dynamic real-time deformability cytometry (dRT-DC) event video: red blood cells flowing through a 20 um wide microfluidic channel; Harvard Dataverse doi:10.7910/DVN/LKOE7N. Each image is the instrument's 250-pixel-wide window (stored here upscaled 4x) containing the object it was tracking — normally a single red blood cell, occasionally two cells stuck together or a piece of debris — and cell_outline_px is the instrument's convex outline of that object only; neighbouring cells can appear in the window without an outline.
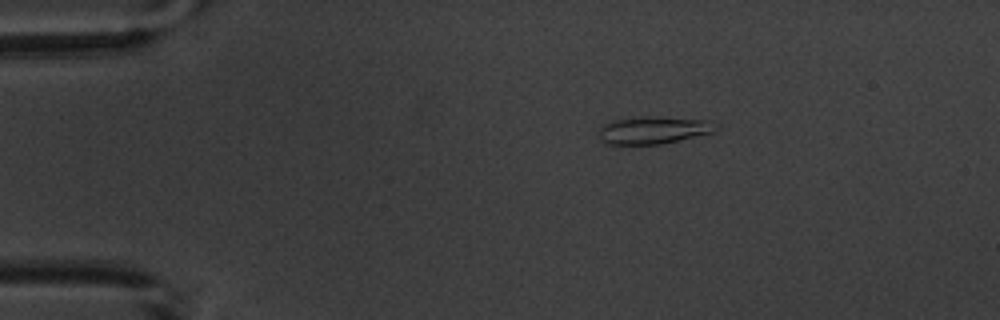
{"species": "common noctule bat (a hibernating species)", "species_latin": "Nyctalus noctula", "temperature_condition": "warm", "stored_images_in_passage": 4, "camera_frame_rate_fps": 3000, "um_per_image_px": 0.085, "animal": {"sex": "male", "body_mass_g": 20.1, "forearm_length_mm": 53.5}, "frame": {"image": 1, "passage_image": 1, "time_ms": 0.0, "image_size_px": [1000, 320], "cell_outline_px": [[720, 128], [712, 132], [660, 144], [604, 144], [600, 140], [600, 128], [608, 120], [644, 116], [648, 116], [708, 120], [716, 124]], "centroid_in_image_um": [55.5, 11.05], "position_along_channel_um": 29.5, "area_um2": 18.67}}
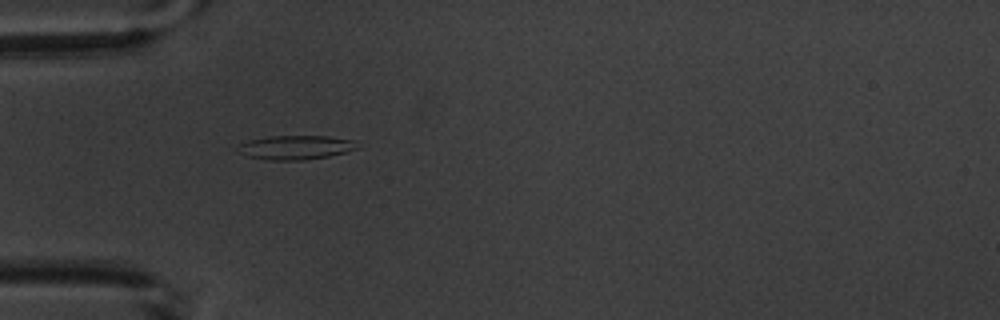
{"frame": {"image": 2, "passage_image": 3, "time_ms": 2.333, "image_size_px": [1000, 320], "cell_outline_px": [[360, 148], [328, 156], [304, 160], [268, 160], [248, 156], [240, 152], [240, 144], [248, 140], [268, 136], [328, 136], [352, 140]], "centroid_in_image_um": [25.14, 12.53], "position_along_channel_um": 59.9, "area_um2": 16.53}}